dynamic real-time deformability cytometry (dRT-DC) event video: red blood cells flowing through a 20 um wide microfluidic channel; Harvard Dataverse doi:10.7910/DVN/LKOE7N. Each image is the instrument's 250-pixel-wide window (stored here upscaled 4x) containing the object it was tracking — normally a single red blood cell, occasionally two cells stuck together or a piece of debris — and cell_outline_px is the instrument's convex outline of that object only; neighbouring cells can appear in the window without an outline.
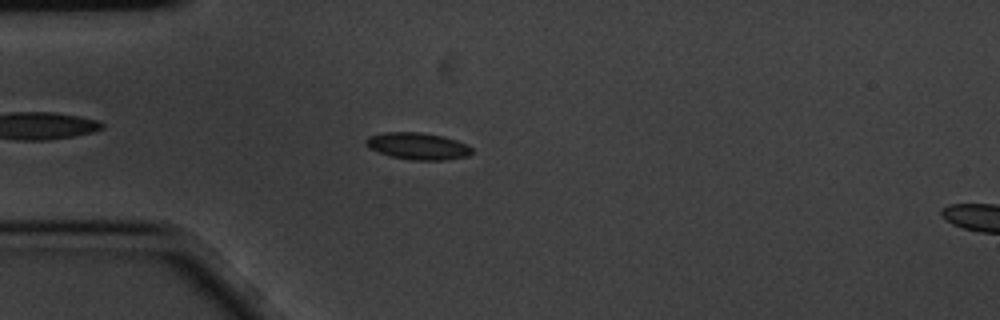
{"species": "common noctule bat (a hibernating species)", "species_latin": "Nyctalus noctula", "temperature_condition": "cold", "stored_images_in_passage": 4, "camera_frame_rate_fps": 3000, "um_per_image_px": 0.085, "animal": {"sex": "male", "body_mass_g": 20.1, "forearm_length_mm": 53.5}, "frame": {"image": 1, "passage_image": 3, "time_ms": 0.667, "image_size_px": [1000, 320], "cell_outline_px": [[472, 152], [468, 156], [444, 160], [412, 160], [392, 156], [368, 148], [364, 144], [364, 140], [368, 136], [384, 132], [420, 132], [444, 136], [468, 144], [472, 148]], "centroid_in_image_um": [35.51, 12.41], "position_along_channel_um": 49.5, "area_um2": 16.7}}